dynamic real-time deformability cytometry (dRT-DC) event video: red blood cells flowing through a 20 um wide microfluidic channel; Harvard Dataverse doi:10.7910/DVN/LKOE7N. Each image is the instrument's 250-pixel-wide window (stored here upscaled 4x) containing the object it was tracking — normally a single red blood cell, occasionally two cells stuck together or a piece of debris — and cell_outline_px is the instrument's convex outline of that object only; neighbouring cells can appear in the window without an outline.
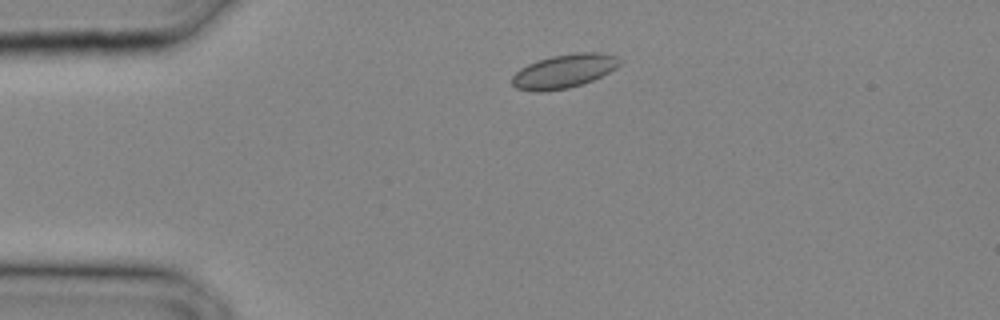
{"species": "common noctule bat (a hibernating species)", "species_latin": "Nyctalus noctula", "temperature_condition": "cold", "stored_images_in_passage": 21, "camera_frame_rate_fps": 3000, "um_per_image_px": 0.085, "animal": {"sex": "male", "body_mass_g": 20.4}, "frame": {"image": 1, "passage_image": 1, "time_ms": 0.0, "image_size_px": [1000, 320], "cell_outline_px": [[620, 64], [616, 68], [592, 80], [568, 88], [544, 92], [532, 92], [516, 88], [512, 84], [512, 76], [520, 68], [536, 60], [552, 56], [576, 52], [596, 52], [616, 56], [620, 60]], "centroid_in_image_um": [47.89, 6.05], "position_along_channel_um": 37.1, "area_um2": 21.15}}
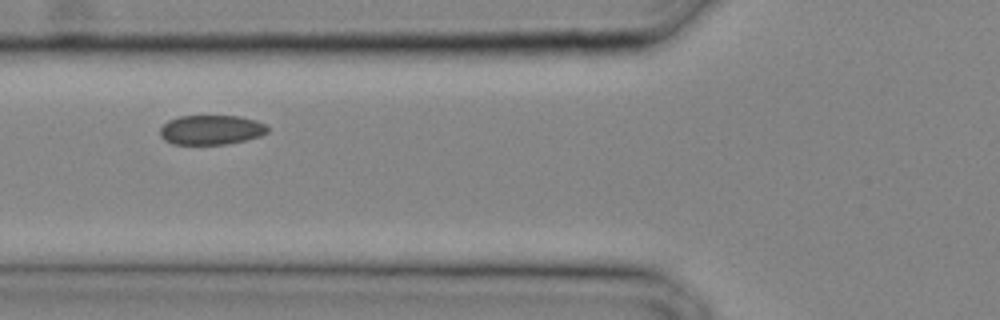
{"frame": {"image": 2, "passage_image": 6, "time_ms": 1.667, "image_size_px": [1000, 320], "cell_outline_px": [[268, 132], [260, 136], [228, 144], [172, 144], [164, 140], [160, 136], [160, 128], [168, 120], [180, 116], [240, 116], [256, 120], [264, 124], [268, 128]], "centroid_in_image_um": [17.93, 11.04], "position_along_channel_um": 107.9, "area_um2": 18.55}}
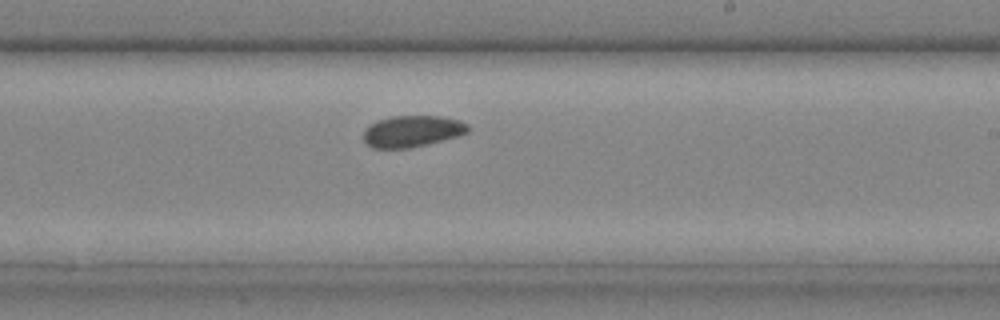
{"frame": {"image": 3, "passage_image": 13, "time_ms": 4.0, "image_size_px": [1000, 320], "cell_outline_px": [[468, 132], [456, 136], [428, 144], [408, 148], [372, 148], [364, 140], [364, 132], [368, 124], [376, 120], [392, 116], [440, 116], [460, 120], [468, 124]], "centroid_in_image_um": [35.01, 11.14], "position_along_channel_um": 254.0, "area_um2": 19.13}}